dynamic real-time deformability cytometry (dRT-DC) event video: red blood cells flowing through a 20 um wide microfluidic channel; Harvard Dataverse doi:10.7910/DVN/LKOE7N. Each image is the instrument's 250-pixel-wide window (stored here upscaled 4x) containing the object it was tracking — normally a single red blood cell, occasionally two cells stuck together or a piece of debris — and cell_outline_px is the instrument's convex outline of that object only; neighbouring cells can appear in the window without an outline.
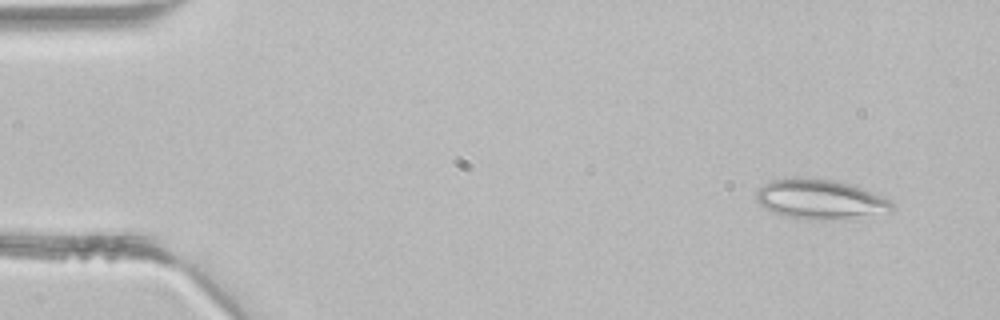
{"species": "common noctule bat (a hibernating species)", "species_latin": "Nyctalus noctula", "temperature_condition": "room temperature", "stored_images_in_passage": 3, "camera_frame_rate_fps": 3000, "um_per_image_px": 0.085, "animal": {"sex": "male", "body_mass_g": 21.5, "forearm_length_mm": 52.0}, "frame": {"image": 1, "passage_image": 1, "time_ms": 0.0, "image_size_px": [1000, 320], "cell_outline_px": [[892, 208], [848, 216], [820, 220], [804, 220], [788, 216], [776, 212], [760, 204], [756, 200], [756, 192], [764, 184], [772, 180], [836, 180], [856, 184], [892, 200]], "centroid_in_image_um": [69.67, 16.92], "position_along_channel_um": 15.3, "area_um2": 29.71}}